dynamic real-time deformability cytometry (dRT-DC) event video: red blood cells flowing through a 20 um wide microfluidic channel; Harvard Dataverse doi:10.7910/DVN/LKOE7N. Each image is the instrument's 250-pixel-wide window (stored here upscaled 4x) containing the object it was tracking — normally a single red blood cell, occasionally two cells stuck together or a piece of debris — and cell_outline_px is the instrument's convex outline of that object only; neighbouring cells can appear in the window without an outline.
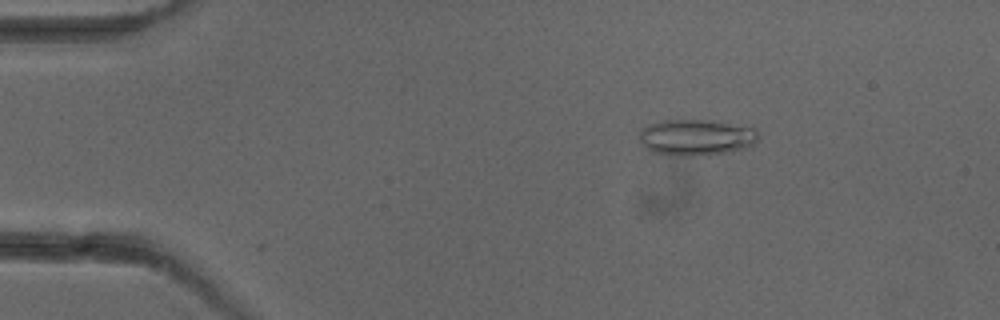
{"species": "common noctule bat (a hibernating species)", "species_latin": "Nyctalus noctula", "temperature_condition": "cold", "stored_images_in_passage": 5, "camera_frame_rate_fps": 3000, "um_per_image_px": 0.085, "animal": {"sex": "female"}, "frame": {"image": 1, "passage_image": 3, "time_ms": 2.333, "image_size_px": [1000, 320], "cell_outline_px": [[760, 136], [748, 148], [708, 156], [676, 156], [652, 152], [640, 140], [640, 128], [664, 120], [712, 120], [756, 128]], "centroid_in_image_um": [59.23, 11.69], "position_along_channel_um": 25.8, "area_um2": 25.32}}